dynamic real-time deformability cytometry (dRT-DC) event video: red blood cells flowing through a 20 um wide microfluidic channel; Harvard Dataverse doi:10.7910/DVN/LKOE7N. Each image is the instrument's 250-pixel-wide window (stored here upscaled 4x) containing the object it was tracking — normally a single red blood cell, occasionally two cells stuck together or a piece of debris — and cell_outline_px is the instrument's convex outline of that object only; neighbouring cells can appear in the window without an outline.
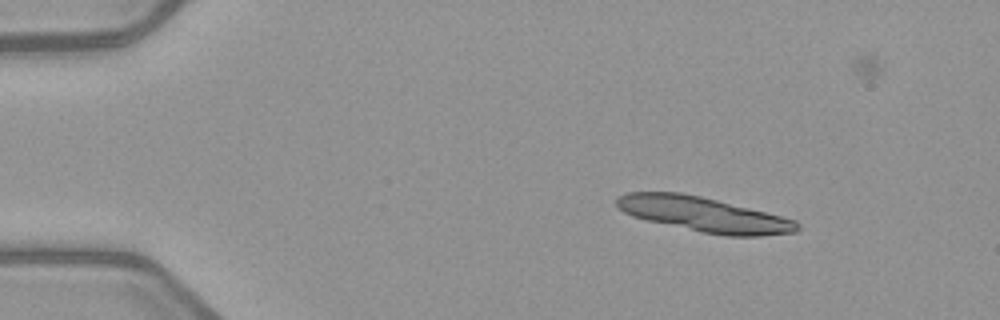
{"species": "common noctule bat (a hibernating species)", "species_latin": "Nyctalus noctula", "temperature_condition": "warm", "stored_images_in_passage": 5, "segment_of_instrument_passage": [1, 2], "camera_frame_rate_fps": 3000, "um_per_image_px": 0.085, "animal": {"sex": "female", "body_mass_g": 21.9}, "frame": {"image": 1, "passage_image": 1, "time_ms": 0.0, "image_size_px": [1000, 320], "cell_outline_px": [[800, 228], [796, 232], [760, 236], [724, 236], [700, 232], [648, 220], [632, 216], [624, 212], [616, 204], [616, 200], [620, 196], [628, 192], [680, 192], [700, 196], [796, 220], [800, 224]], "centroid_in_image_um": [59.84, 18.24], "position_along_channel_um": 25.2, "area_um2": 36.18}}